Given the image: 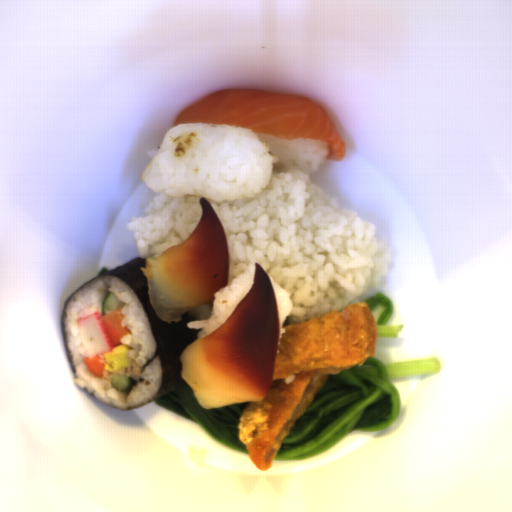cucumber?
Returning <instances> with one entry per match:
<instances>
[{
    "label": "cucumber",
    "mask_w": 512,
    "mask_h": 512,
    "mask_svg": "<svg viewBox=\"0 0 512 512\" xmlns=\"http://www.w3.org/2000/svg\"><path fill=\"white\" fill-rule=\"evenodd\" d=\"M121 301L112 293H106L104 300L101 303V314L102 316L110 313L116 309L121 308Z\"/></svg>",
    "instance_id": "obj_1"
},
{
    "label": "cucumber",
    "mask_w": 512,
    "mask_h": 512,
    "mask_svg": "<svg viewBox=\"0 0 512 512\" xmlns=\"http://www.w3.org/2000/svg\"><path fill=\"white\" fill-rule=\"evenodd\" d=\"M111 384L120 392H126L132 386L131 376L113 375L111 377Z\"/></svg>",
    "instance_id": "obj_2"
}]
</instances>
